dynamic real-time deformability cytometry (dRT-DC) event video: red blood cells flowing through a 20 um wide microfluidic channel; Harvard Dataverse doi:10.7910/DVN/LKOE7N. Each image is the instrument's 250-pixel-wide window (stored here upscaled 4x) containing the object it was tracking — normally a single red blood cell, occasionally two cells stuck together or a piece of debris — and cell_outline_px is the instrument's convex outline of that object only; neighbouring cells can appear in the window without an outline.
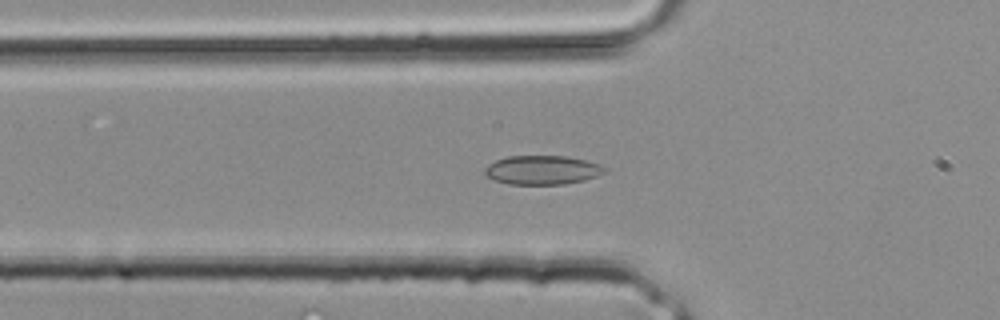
{"species": "common noctule bat (a hibernating species)", "species_latin": "Nyctalus noctula", "temperature_condition": "room temperature", "stored_images_in_passage": 34, "camera_frame_rate_fps": 3000, "um_per_image_px": 0.085, "animal": {"sex": "male", "body_mass_g": 20.4}, "frame": {"image": 1, "passage_image": 11, "time_ms": 3.333, "image_size_px": [1000, 320], "cell_outline_px": [[608, 172], [584, 180], [564, 184], [508, 184], [496, 180], [488, 176], [484, 172], [484, 168], [488, 164], [496, 160], [508, 156], [564, 156], [584, 160], [600, 164], [608, 168]], "centroid_in_image_um": [46.12, 14.45], "position_along_channel_um": 79.7, "area_um2": 20.23}}
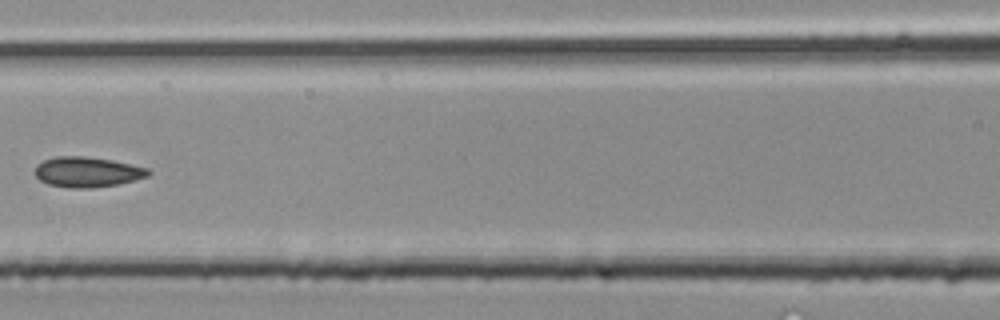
{"frame": {"image": 2, "passage_image": 15, "time_ms": 4.667, "image_size_px": [1000, 320], "cell_outline_px": [[152, 172], [148, 176], [116, 184], [92, 188], [72, 188], [48, 184], [40, 180], [36, 176], [36, 164], [44, 160], [56, 156], [84, 156], [112, 160], [148, 168]], "centroid_in_image_um": [7.41, 14.61], "position_along_channel_um": 159.2, "area_um2": 19.83}}
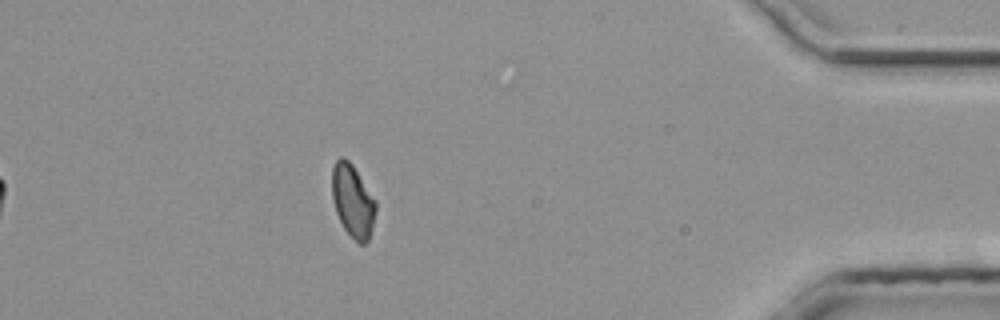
{"frame": {"image": 3, "passage_image": 30, "time_ms": 9.667, "image_size_px": [1000, 320], "cell_outline_px": [[376, 212], [372, 228], [368, 240], [364, 244], [360, 244], [344, 228], [336, 212], [332, 196], [332, 168], [336, 160], [340, 156], [344, 156], [352, 164], [376, 200]], "centroid_in_image_um": [29.99, 17.04], "position_along_channel_um": 405.2, "area_um2": 18.44}}